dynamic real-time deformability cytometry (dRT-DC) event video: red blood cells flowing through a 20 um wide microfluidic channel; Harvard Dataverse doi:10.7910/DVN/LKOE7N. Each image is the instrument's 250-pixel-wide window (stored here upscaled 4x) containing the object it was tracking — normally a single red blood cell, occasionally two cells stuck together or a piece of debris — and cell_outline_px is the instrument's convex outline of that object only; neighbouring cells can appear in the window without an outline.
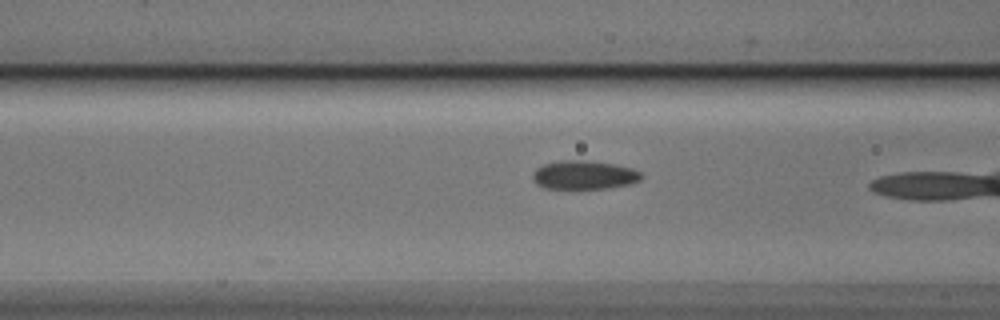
{"species": "Egyptian fruit bat (a non-hibernating species)", "species_latin": "Rousettus aegyptiacus", "temperature_condition": "cold", "stored_images_in_passage": 15, "camera_frame_rate_fps": 3000, "um_per_image_px": 0.085, "animal": {"sex": "male"}, "frame": {"image": 1, "passage_image": 13, "time_ms": 4.0, "image_size_px": [1000, 320], "cell_outline_px": [[644, 176], [640, 180], [628, 184], [608, 188], [544, 188], [536, 184], [532, 176], [536, 168], [544, 164], [560, 160], [584, 160], [612, 164], [632, 168], [640, 172]], "centroid_in_image_um": [49.64, 14.87], "position_along_channel_um": 117.0, "area_um2": 18.03}}